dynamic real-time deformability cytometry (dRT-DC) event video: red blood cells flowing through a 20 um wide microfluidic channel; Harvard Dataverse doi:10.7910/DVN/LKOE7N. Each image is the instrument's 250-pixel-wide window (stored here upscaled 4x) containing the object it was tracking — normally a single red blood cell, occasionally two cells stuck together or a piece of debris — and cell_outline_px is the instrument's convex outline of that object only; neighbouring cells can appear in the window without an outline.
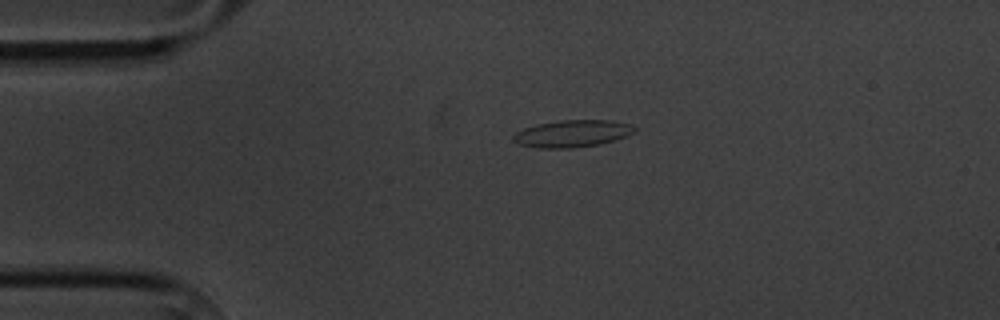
{"species": "common noctule bat (a hibernating species)", "species_latin": "Nyctalus noctula", "temperature_condition": "cold", "stored_images_in_passage": 2, "camera_frame_rate_fps": 3000, "um_per_image_px": 0.085, "animal": {"sex": "male", "body_mass_g": 20.1, "forearm_length_mm": 53.5}, "frame": {"image": 1, "passage_image": 2, "time_ms": 1.333, "image_size_px": [1000, 320], "cell_outline_px": [[636, 132], [628, 136], [616, 140], [600, 144], [572, 148], [536, 148], [516, 144], [512, 140], [512, 136], [516, 132], [524, 128], [536, 124], [560, 120], [612, 120], [632, 124], [636, 128]], "centroid_in_image_um": [48.66, 11.36], "position_along_channel_um": 36.3, "area_um2": 19.54}}